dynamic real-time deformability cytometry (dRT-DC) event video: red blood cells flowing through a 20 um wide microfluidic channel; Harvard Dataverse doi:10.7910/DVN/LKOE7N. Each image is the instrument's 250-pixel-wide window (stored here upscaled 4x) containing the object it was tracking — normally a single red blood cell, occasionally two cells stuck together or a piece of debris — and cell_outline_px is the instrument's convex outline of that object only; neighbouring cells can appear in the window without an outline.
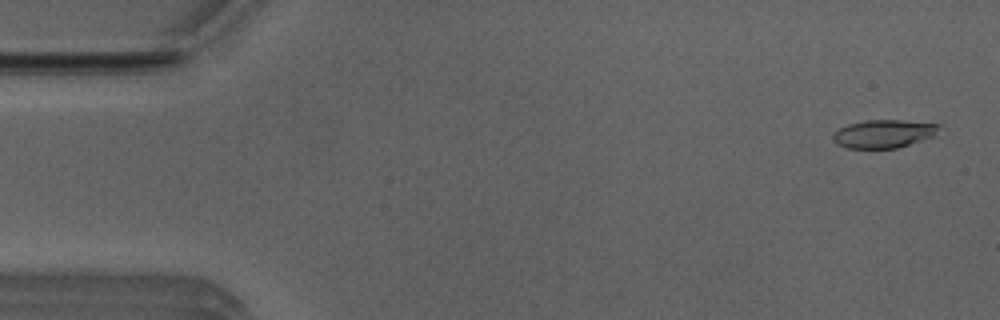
{"species": "Egyptian fruit bat (a non-hibernating species)", "species_latin": "Rousettus aegyptiacus", "temperature_condition": "room temperature", "stored_images_in_passage": 48, "camera_frame_rate_fps": 3000, "um_per_image_px": 0.085, "animal": {"sex": "male"}, "frame": {"image": 1, "passage_image": 2, "time_ms": 0.333, "image_size_px": [1000, 320], "cell_outline_px": [[940, 124], [932, 136], [896, 148], [848, 148], [836, 144], [832, 140], [832, 136], [840, 128], [848, 124], [864, 120], [904, 120]], "centroid_in_image_um": [75.05, 11.36], "position_along_channel_um": 10.0, "area_um2": 17.11}}
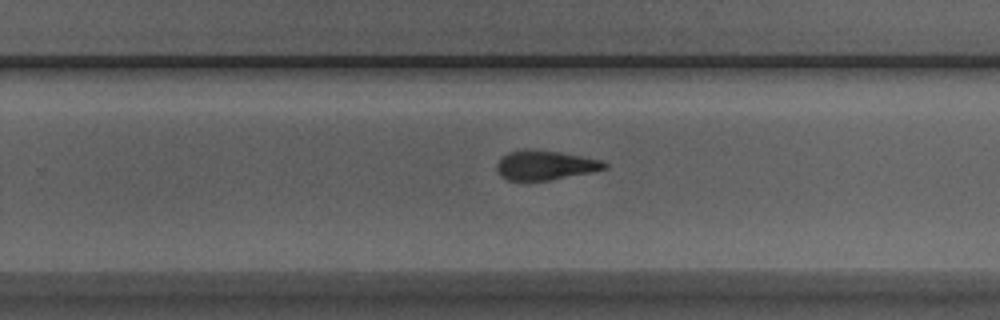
{"frame": {"image": 2, "passage_image": 32, "time_ms": 10.333, "image_size_px": [1000, 320], "cell_outline_px": [[608, 168], [592, 172], [548, 180], [508, 180], [500, 176], [496, 168], [496, 164], [508, 152], [528, 148], [560, 152], [604, 160], [608, 164]], "centroid_in_image_um": [46.36, 14.03], "position_along_channel_um": 283.4, "area_um2": 18.55}}
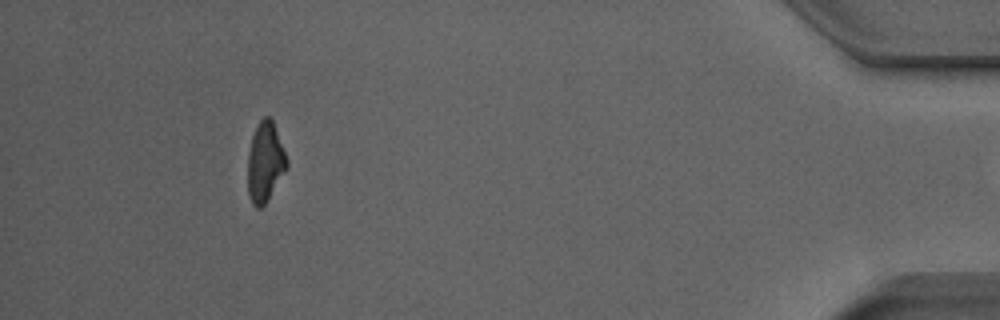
{"frame": {"image": 3, "passage_image": 47, "time_ms": 15.333, "image_size_px": [1000, 320], "cell_outline_px": [[288, 164], [268, 200], [260, 208], [256, 208], [252, 204], [248, 192], [248, 152], [252, 136], [260, 120], [264, 116], [268, 116], [272, 120], [288, 160]], "centroid_in_image_um": [22.52, 13.79], "position_along_channel_um": 412.7, "area_um2": 17.86}}